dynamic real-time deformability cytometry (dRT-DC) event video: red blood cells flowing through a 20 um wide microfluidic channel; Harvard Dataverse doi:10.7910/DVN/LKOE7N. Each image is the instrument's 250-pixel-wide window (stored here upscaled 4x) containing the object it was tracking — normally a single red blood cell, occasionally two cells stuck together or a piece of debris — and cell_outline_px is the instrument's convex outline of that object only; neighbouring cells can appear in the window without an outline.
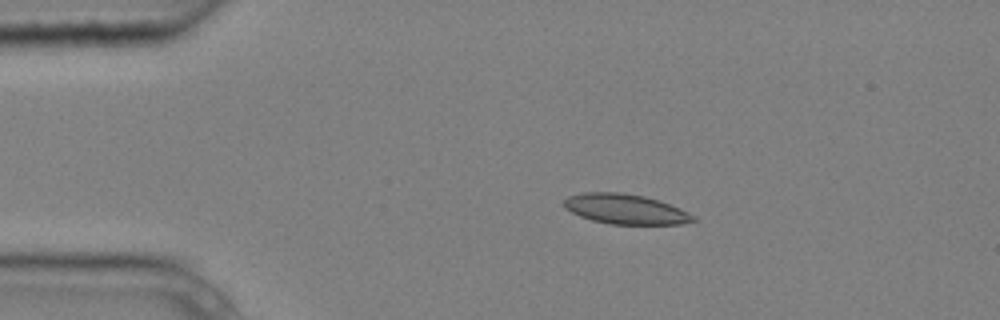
{"species": "common noctule bat (a hibernating species)", "species_latin": "Nyctalus noctula", "temperature_condition": "cold", "stored_images_in_passage": 5, "camera_frame_rate_fps": 3000, "um_per_image_px": 0.085, "animal": {"sex": "male", "body_mass_g": 20.4}, "frame": {"image": 1, "passage_image": 3, "time_ms": 0.667, "image_size_px": [1000, 320], "cell_outline_px": [[696, 220], [680, 224], [608, 224], [592, 220], [580, 216], [564, 208], [560, 204], [568, 196], [584, 192], [620, 192], [644, 196], [660, 200], [680, 208], [696, 216]], "centroid_in_image_um": [53.14, 17.76], "position_along_channel_um": 31.9, "area_um2": 22.77}}
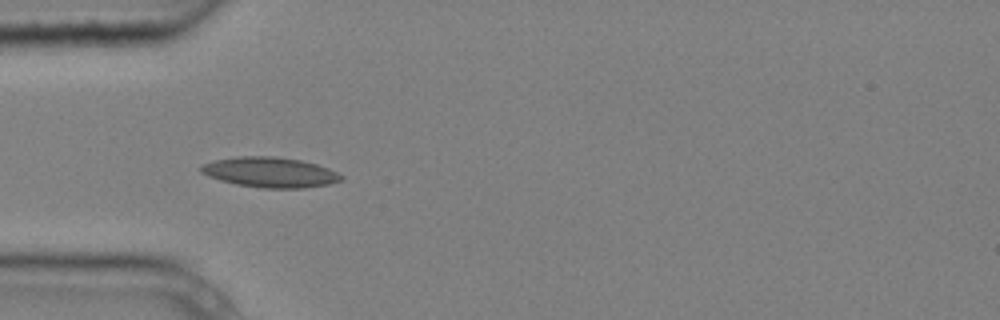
{"frame": {"image": 2, "passage_image": 5, "time_ms": 1.333, "image_size_px": [1000, 320], "cell_outline_px": [[344, 180], [328, 184], [304, 188], [260, 188], [236, 184], [220, 180], [208, 176], [200, 172], [200, 168], [204, 164], [216, 160], [236, 156], [272, 156], [300, 160], [316, 164], [328, 168], [344, 176]], "centroid_in_image_um": [22.97, 14.65], "position_along_channel_um": 62.0, "area_um2": 24.62}}